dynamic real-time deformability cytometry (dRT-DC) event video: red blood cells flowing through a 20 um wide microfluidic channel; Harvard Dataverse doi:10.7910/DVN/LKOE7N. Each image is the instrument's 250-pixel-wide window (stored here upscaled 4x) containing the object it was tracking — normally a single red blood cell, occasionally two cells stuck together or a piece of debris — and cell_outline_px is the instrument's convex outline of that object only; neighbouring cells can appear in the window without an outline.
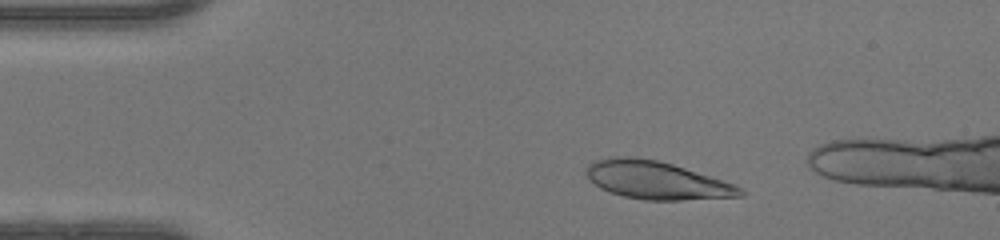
{"species": "human", "species_latin": "Homo sapiens", "temperature_condition": "warm", "stored_images_in_passage": 7, "camera_frame_rate_fps": 3000, "um_per_image_px": 0.085, "donor": {"sex": "female"}, "frame": {"image": 1, "passage_image": 2, "time_ms": 0.333, "image_size_px": [1000, 240], "cell_outline_px": [[744, 196], [680, 200], [644, 200], [624, 196], [600, 188], [584, 172], [588, 164], [596, 160], [624, 156], [632, 156], [656, 160], [672, 164], [736, 184], [744, 192]], "centroid_in_image_um": [55.83, 15.32], "position_along_channel_um": 29.2, "area_um2": 33.64}}